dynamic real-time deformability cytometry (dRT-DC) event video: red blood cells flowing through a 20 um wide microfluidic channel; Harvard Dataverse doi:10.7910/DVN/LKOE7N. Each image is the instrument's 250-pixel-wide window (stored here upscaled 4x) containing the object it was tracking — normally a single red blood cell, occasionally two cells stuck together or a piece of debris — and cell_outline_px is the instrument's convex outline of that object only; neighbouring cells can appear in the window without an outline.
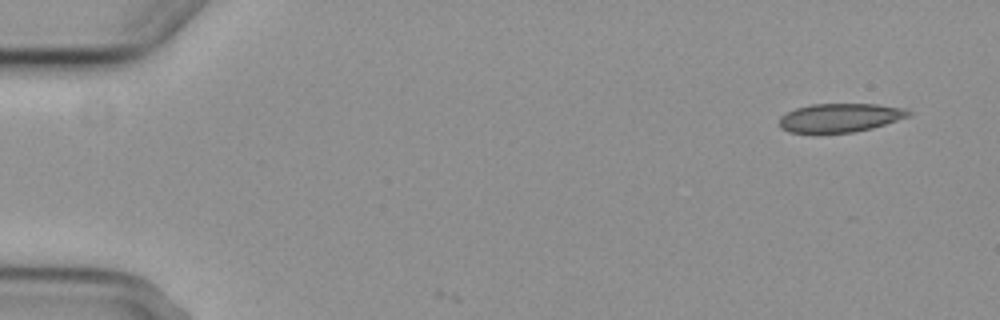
{"species": "common noctule bat (a hibernating species)", "species_latin": "Nyctalus noctula", "temperature_condition": "cold", "stored_images_in_passage": 3, "camera_frame_rate_fps": 3000, "um_per_image_px": 0.085, "animal": {"sex": "female", "body_mass_g": 29.2, "forearm_length_mm": 56.3}, "frame": {"image": 1, "passage_image": 1, "time_ms": 0.0, "image_size_px": [1000, 320], "cell_outline_px": [[912, 116], [872, 128], [852, 132], [788, 132], [780, 128], [780, 116], [796, 108], [812, 104], [876, 104], [904, 108], [912, 112]], "centroid_in_image_um": [71.44, 10.0], "position_along_channel_um": 13.6, "area_um2": 21.5}}